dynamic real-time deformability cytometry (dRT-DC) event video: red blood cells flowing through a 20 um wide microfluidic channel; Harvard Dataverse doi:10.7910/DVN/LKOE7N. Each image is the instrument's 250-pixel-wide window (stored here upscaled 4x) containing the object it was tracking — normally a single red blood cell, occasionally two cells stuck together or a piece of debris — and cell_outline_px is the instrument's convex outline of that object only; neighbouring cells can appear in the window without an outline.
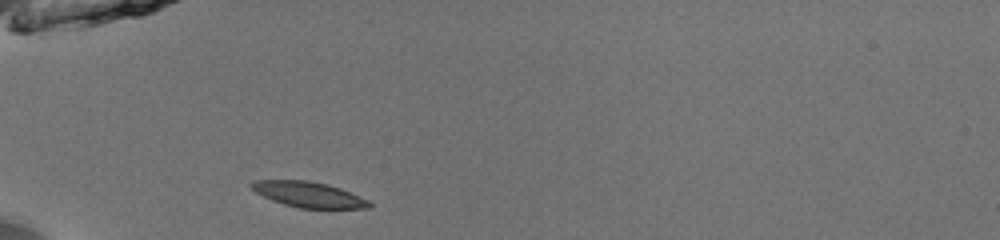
{"species": "common noctule bat (a hibernating species)", "species_latin": "Nyctalus noctula", "temperature_condition": "room temperature", "stored_images_in_passage": 35, "camera_frame_rate_fps": 3000, "um_per_image_px": 0.085, "animal": {"sex": "male", "body_mass_g": 13.0, "forearm_length_mm": 53.1}, "frame": {"image": 1, "passage_image": 1, "time_ms": 0.0, "image_size_px": [1000, 240], "cell_outline_px": [[372, 208], [300, 208], [284, 204], [272, 200], [248, 188], [248, 184], [252, 180], [308, 180], [328, 184], [340, 188], [368, 200], [372, 204]], "centroid_in_image_um": [26.19, 16.52], "position_along_channel_um": 58.8, "area_um2": 17.57}}
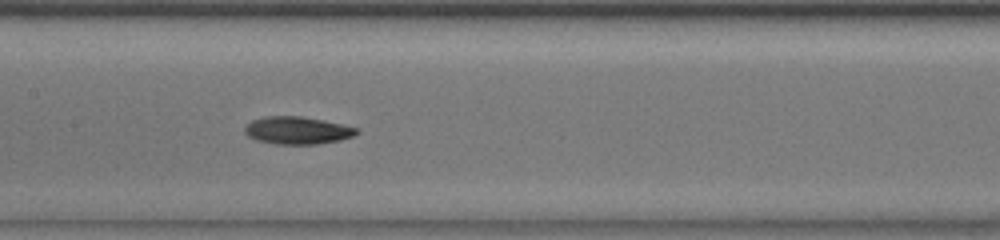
{"frame": {"image": 2, "passage_image": 11, "time_ms": 3.333, "image_size_px": [1000, 240], "cell_outline_px": [[360, 132], [352, 136], [340, 140], [316, 144], [276, 144], [256, 140], [248, 136], [244, 132], [244, 128], [252, 120], [264, 116], [300, 116], [324, 120], [356, 128]], "centroid_in_image_um": [25.24, 11.08], "position_along_channel_um": 182.2, "area_um2": 17.86}}
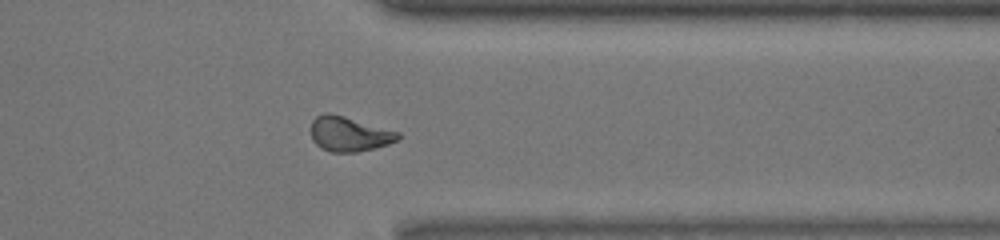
{"frame": {"image": 3, "passage_image": 26, "time_ms": 8.333, "image_size_px": [1000, 240], "cell_outline_px": [[400, 136], [396, 140], [388, 144], [356, 152], [332, 152], [320, 148], [312, 140], [312, 120], [316, 116], [324, 112], [328, 112], [344, 116], [400, 132]], "centroid_in_image_um": [29.65, 11.38], "position_along_channel_um": 381.7, "area_um2": 17.51}, "authors_computed_cell_mechanics": {"area_um2": 17.629, "velocity_mm_per_s": 4.0155, "shape_relaxation_time_tau1_ms": 3.2916, "shape_relaxation_time_tau2_ms": 9.6019, "deformation_change_tau1": 0.1315, "deformation_change_tau2": 0.1655}}